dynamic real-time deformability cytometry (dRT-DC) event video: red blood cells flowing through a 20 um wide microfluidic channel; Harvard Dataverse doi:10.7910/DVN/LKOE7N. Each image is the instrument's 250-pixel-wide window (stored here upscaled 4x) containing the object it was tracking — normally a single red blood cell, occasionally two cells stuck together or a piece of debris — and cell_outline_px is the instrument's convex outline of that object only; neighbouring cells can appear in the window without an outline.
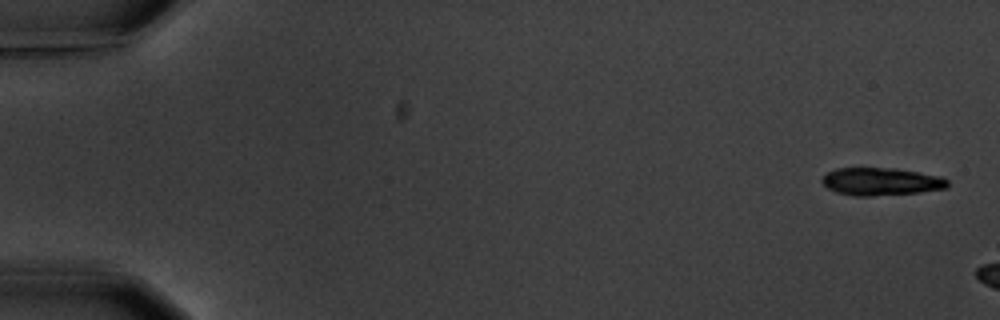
{"species": "common noctule bat (a hibernating species)", "species_latin": "Nyctalus noctula", "temperature_condition": "warm", "stored_images_in_passage": 7, "camera_frame_rate_fps": 3000, "um_per_image_px": 0.085, "animal": {"sex": "male", "body_mass_g": 20.1, "forearm_length_mm": 53.5}, "frame": {"image": 1, "passage_image": 1, "time_ms": 0.0, "image_size_px": [1000, 320], "cell_outline_px": [[948, 188], [920, 192], [872, 196], [856, 196], [836, 192], [828, 188], [820, 180], [828, 172], [836, 168], [896, 168], [944, 176], [948, 180]], "centroid_in_image_um": [74.94, 15.43], "position_along_channel_um": 10.1, "area_um2": 20.4}}
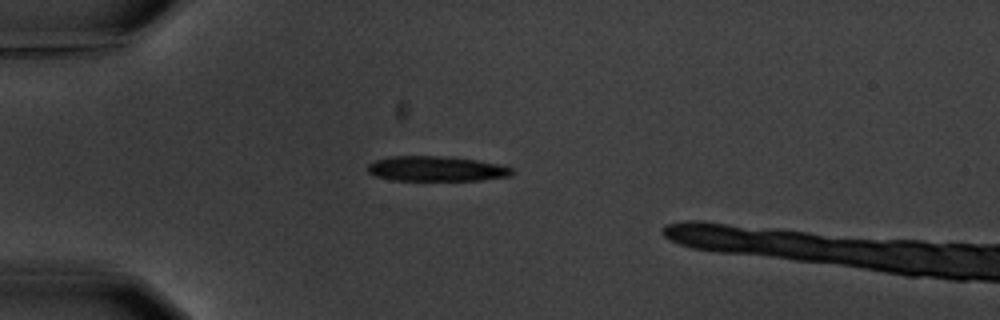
{"frame": {"image": 2, "passage_image": 5, "time_ms": 4.667, "image_size_px": [1000, 320], "cell_outline_px": [[516, 172], [512, 176], [480, 180], [392, 180], [376, 176], [368, 172], [368, 164], [376, 160], [392, 156], [436, 156], [476, 160], [500, 164], [512, 168]], "centroid_in_image_um": [37.13, 14.35], "position_along_channel_um": 47.9, "area_um2": 20.98}}
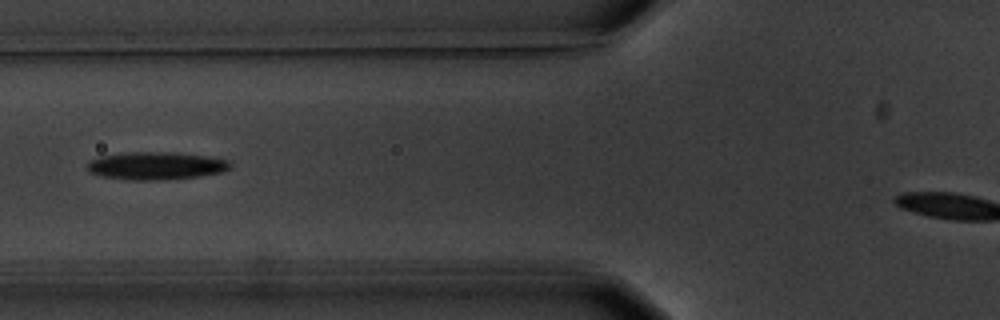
{"frame": {"image": 3, "passage_image": 7, "time_ms": 7.0, "image_size_px": [1000, 320], "cell_outline_px": [[232, 168], [224, 172], [200, 176], [156, 180], [128, 180], [104, 176], [88, 172], [84, 164], [88, 160], [100, 156], [124, 152], [172, 152], [204, 156], [228, 160], [232, 164]], "centroid_in_image_um": [13.22, 14.09], "position_along_channel_um": 112.6, "area_um2": 23.35}}